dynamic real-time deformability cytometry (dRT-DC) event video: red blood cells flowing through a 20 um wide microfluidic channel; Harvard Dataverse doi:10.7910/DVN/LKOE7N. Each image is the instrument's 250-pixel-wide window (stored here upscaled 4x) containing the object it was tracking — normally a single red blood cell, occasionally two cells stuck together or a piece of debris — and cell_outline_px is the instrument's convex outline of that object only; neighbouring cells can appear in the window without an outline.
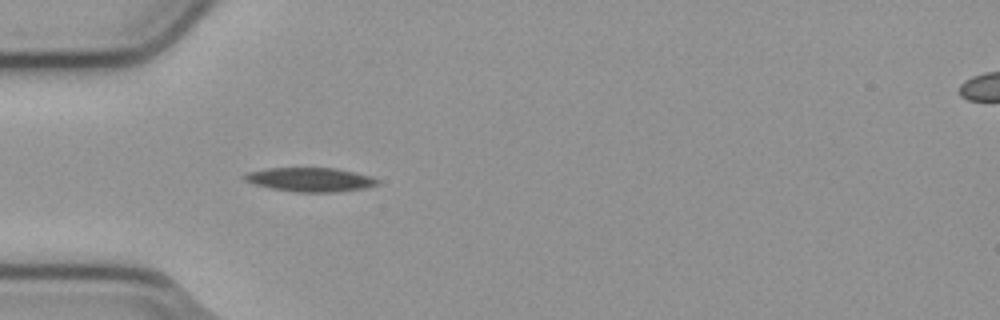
{"species": "common noctule bat (a hibernating species)", "species_latin": "Nyctalus noctula", "temperature_condition": "cold", "stored_images_in_passage": 39, "camera_frame_rate_fps": 3000, "um_per_image_px": 0.085, "animal": {"sex": "male", "body_mass_g": 23.1, "forearm_length_mm": 52.7}, "frame": {"image": 1, "passage_image": 1, "time_ms": 0.0, "image_size_px": [1000, 320], "cell_outline_px": [[380, 184], [364, 188], [336, 192], [296, 192], [272, 188], [256, 184], [244, 180], [244, 176], [248, 172], [268, 168], [336, 168], [368, 176], [380, 180]], "centroid_in_image_um": [26.39, 15.27], "position_along_channel_um": 58.6, "area_um2": 18.32}}
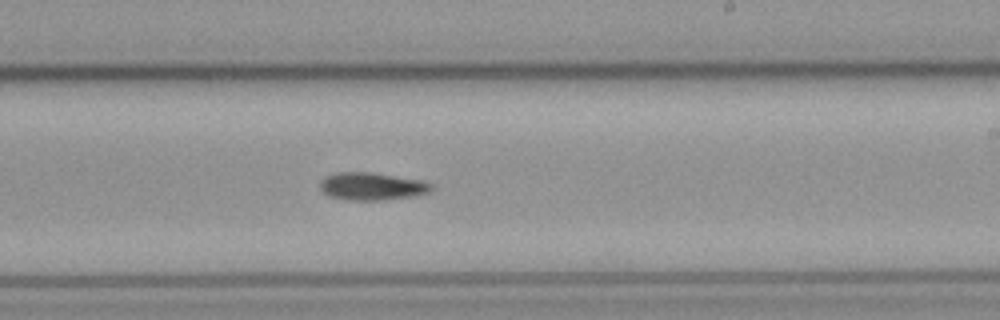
{"frame": {"image": 2, "passage_image": 17, "time_ms": 5.333, "image_size_px": [1000, 320], "cell_outline_px": [[432, 188], [428, 192], [416, 196], [384, 200], [348, 200], [328, 196], [320, 188], [320, 180], [324, 176], [336, 172], [372, 172], [424, 180], [432, 184]], "centroid_in_image_um": [31.61, 15.83], "position_along_channel_um": 257.4, "area_um2": 18.21}}
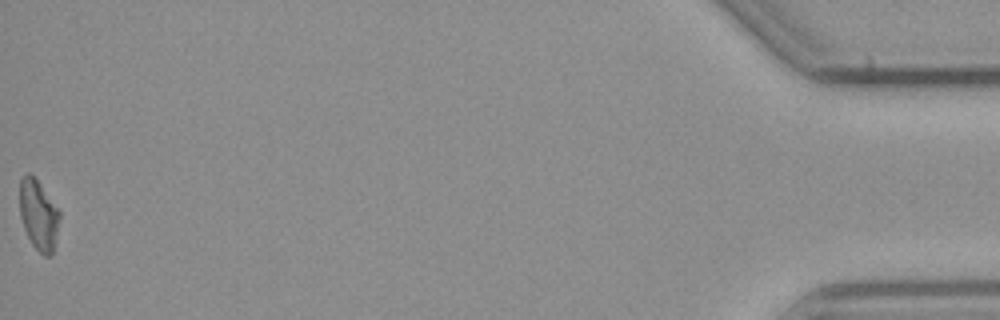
{"frame": {"image": 3, "passage_image": 39, "time_ms": 12.667, "image_size_px": [1000, 320], "cell_outline_px": [[60, 216], [52, 256], [44, 256], [32, 244], [24, 228], [20, 216], [20, 180], [28, 172], [36, 176], [60, 212]], "centroid_in_image_um": [3.28, 18.24], "position_along_channel_um": 431.9, "area_um2": 16.3}}